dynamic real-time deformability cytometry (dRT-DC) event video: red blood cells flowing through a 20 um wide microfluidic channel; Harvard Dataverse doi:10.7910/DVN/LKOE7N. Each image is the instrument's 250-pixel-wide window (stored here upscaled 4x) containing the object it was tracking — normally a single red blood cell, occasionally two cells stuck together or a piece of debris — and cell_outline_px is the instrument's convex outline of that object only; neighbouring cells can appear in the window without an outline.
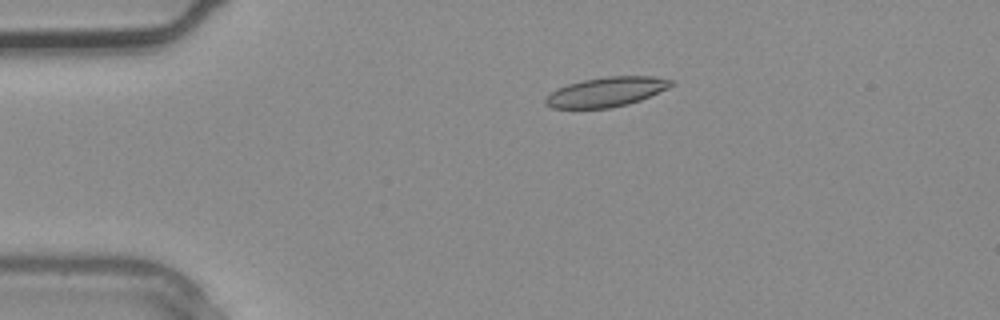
{"species": "common noctule bat (a hibernating species)", "species_latin": "Nyctalus noctula", "temperature_condition": "warm", "stored_images_in_passage": 3, "camera_frame_rate_fps": 3000, "um_per_image_px": 0.085, "animal": {"sex": "male", "body_mass_g": 20.4}, "frame": {"image": 1, "passage_image": 2, "time_ms": 0.333, "image_size_px": [1000, 320], "cell_outline_px": [[676, 84], [668, 88], [640, 100], [628, 104], [608, 108], [552, 108], [544, 104], [544, 100], [552, 92], [568, 84], [584, 80], [604, 76], [656, 76], [676, 80]], "centroid_in_image_um": [51.6, 7.8], "position_along_channel_um": 33.4, "area_um2": 21.68}}